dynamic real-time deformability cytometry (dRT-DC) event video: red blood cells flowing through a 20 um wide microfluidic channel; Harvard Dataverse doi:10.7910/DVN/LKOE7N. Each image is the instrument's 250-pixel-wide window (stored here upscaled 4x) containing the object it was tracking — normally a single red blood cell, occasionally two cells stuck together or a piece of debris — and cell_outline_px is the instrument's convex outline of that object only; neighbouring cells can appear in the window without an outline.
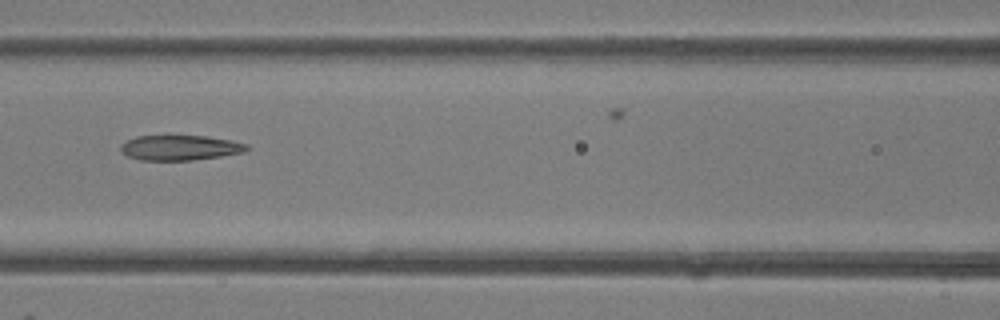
{"species": "common noctule bat (a hibernating species)", "species_latin": "Nyctalus noctula", "temperature_condition": "room temperature", "stored_images_in_passage": 4, "camera_frame_rate_fps": 3000, "um_per_image_px": 0.085, "animal": {"sex": "female"}, "frame": {"image": 1, "passage_image": 4, "time_ms": 3.333, "image_size_px": [1000, 320], "cell_outline_px": [[252, 148], [244, 152], [220, 156], [192, 160], [140, 160], [128, 156], [120, 152], [120, 144], [136, 136], [208, 136], [232, 140], [248, 144]], "centroid_in_image_um": [15.32, 12.55], "position_along_channel_um": 151.3, "area_um2": 18.55}}